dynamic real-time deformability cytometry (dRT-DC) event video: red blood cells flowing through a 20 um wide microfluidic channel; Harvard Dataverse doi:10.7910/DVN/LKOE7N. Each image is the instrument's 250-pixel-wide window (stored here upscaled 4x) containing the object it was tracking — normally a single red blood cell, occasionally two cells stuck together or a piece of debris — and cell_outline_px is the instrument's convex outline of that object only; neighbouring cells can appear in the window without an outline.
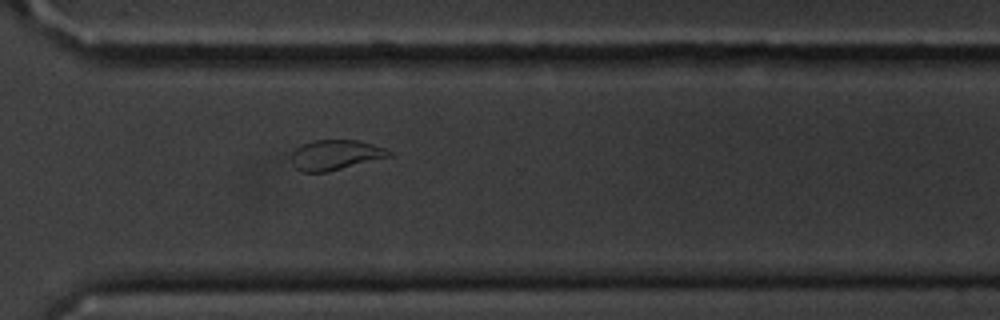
{"species": "common noctule bat (a hibernating species)", "species_latin": "Nyctalus noctula", "temperature_condition": "cold", "stored_images_in_passage": 10, "camera_frame_rate_fps": 3000, "um_per_image_px": 0.085, "animal": {"sex": "male", "body_mass_g": 20.1, "forearm_length_mm": 53.5}, "frame": {"image": 1, "passage_image": 10, "time_ms": 11.667, "image_size_px": [1000, 320], "cell_outline_px": [[392, 156], [324, 172], [300, 172], [292, 164], [292, 152], [296, 148], [304, 144], [316, 140], [360, 140], [384, 148], [392, 152]], "centroid_in_image_um": [28.5, 13.16], "position_along_channel_um": 342.1, "area_um2": 16.88}}